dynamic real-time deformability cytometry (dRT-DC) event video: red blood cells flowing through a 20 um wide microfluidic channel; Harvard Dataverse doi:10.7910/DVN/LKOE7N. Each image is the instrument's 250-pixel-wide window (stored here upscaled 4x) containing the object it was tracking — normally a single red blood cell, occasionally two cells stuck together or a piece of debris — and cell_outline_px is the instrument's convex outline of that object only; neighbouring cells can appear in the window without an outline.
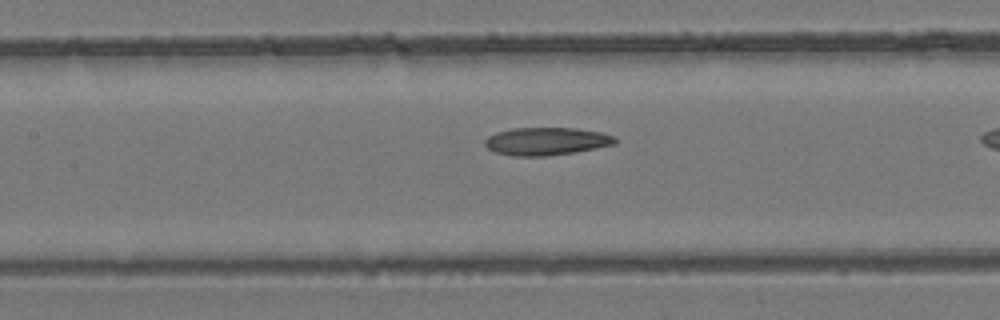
{"species": "common noctule bat (a hibernating species)", "species_latin": "Nyctalus noctula", "temperature_condition": "room temperature", "stored_images_in_passage": 15, "camera_frame_rate_fps": 3000, "um_per_image_px": 0.085, "animal": {"sex": "female", "body_mass_g": 24.6, "forearm_length_mm": 56.2}, "frame": {"image": 1, "passage_image": 13, "time_ms": 4.0, "image_size_px": [1000, 320], "cell_outline_px": [[616, 144], [576, 152], [548, 156], [512, 156], [496, 152], [488, 148], [484, 144], [484, 140], [488, 136], [496, 132], [512, 128], [576, 128], [600, 132], [616, 136]], "centroid_in_image_um": [46.45, 12.01], "position_along_channel_um": 161.0, "area_um2": 21.21}}